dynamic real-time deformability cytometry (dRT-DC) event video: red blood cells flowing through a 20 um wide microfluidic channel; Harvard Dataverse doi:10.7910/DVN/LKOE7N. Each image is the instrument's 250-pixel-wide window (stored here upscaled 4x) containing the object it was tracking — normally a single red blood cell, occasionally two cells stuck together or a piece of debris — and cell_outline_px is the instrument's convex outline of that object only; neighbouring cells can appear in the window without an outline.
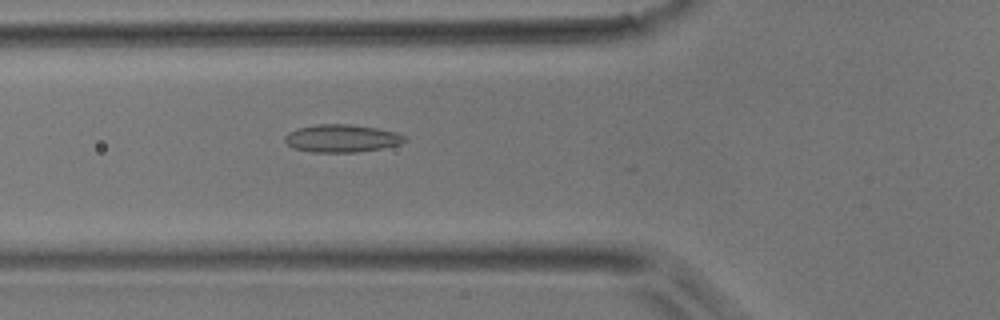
{"species": "common noctule bat (a hibernating species)", "species_latin": "Nyctalus noctula", "temperature_condition": "room temperature", "stored_images_in_passage": 11, "camera_frame_rate_fps": 3000, "um_per_image_px": 0.085, "animal": {"sex": "male", "body_mass_g": 17.9}, "frame": {"image": 1, "passage_image": 9, "time_ms": 2.667, "image_size_px": [1000, 320], "cell_outline_px": [[408, 140], [400, 144], [380, 148], [356, 152], [312, 152], [292, 148], [284, 140], [284, 136], [288, 132], [296, 128], [320, 124], [348, 124], [376, 128], [396, 132], [404, 136]], "centroid_in_image_um": [29.01, 11.76], "position_along_channel_um": 96.8, "area_um2": 19.31}}